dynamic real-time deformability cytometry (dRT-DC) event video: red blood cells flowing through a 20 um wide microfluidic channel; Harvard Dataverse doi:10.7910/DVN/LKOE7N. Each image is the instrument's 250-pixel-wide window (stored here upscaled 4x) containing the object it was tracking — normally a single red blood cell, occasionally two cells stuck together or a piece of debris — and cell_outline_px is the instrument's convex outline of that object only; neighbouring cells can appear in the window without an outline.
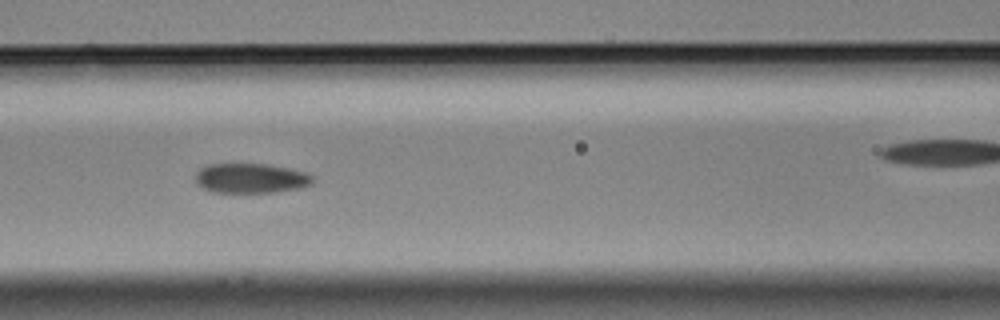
{"species": "Egyptian fruit bat (a non-hibernating species)", "species_latin": "Rousettus aegyptiacus", "temperature_condition": "cold", "stored_images_in_passage": 9, "camera_frame_rate_fps": 3000, "um_per_image_px": 0.085, "animal": {"sex": "male"}, "frame": {"image": 1, "passage_image": 6, "time_ms": 1.667, "image_size_px": [1000, 320], "cell_outline_px": [[316, 180], [312, 184], [300, 188], [276, 192], [212, 192], [196, 184], [196, 172], [200, 168], [208, 164], [268, 164], [288, 168], [304, 172], [312, 176]], "centroid_in_image_um": [21.33, 15.15], "position_along_channel_um": 145.3, "area_um2": 20.4}}
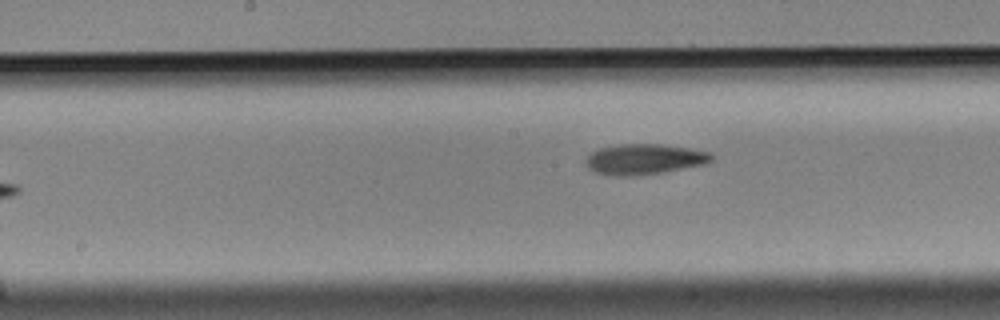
{"frame": {"image": 2, "passage_image": 8, "time_ms": 2.333, "image_size_px": [1000, 320], "cell_outline_px": [[712, 160], [704, 164], [664, 172], [636, 176], [616, 176], [596, 172], [588, 168], [584, 164], [584, 160], [592, 152], [600, 148], [620, 144], [660, 144], [688, 148], [708, 152], [712, 156]], "centroid_in_image_um": [54.72, 13.54], "position_along_channel_um": 193.5, "area_um2": 22.25}}